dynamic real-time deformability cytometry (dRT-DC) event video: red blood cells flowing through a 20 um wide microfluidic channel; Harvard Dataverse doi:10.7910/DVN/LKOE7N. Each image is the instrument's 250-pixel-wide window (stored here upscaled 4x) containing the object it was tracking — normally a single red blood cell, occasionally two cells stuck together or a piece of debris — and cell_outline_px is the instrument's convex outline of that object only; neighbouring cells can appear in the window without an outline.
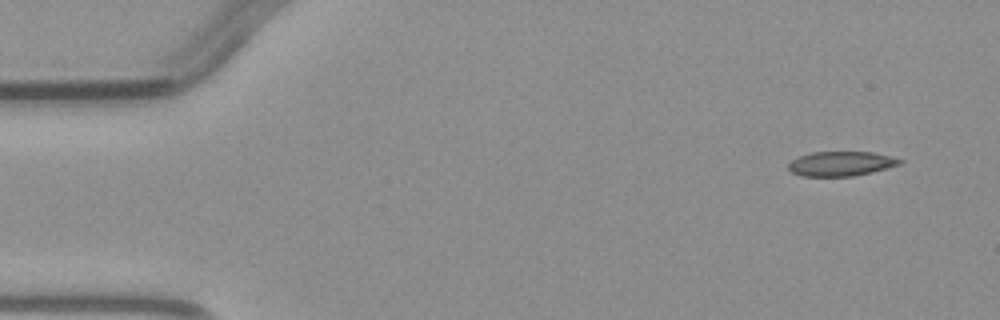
{"species": "common noctule bat (a hibernating species)", "species_latin": "Nyctalus noctula", "temperature_condition": "warm", "stored_images_in_passage": 4, "camera_frame_rate_fps": 3000, "um_per_image_px": 0.085, "animal": {"sex": "male", "body_mass_g": 23.1, "forearm_length_mm": 52.7}, "frame": {"image": 1, "passage_image": 1, "time_ms": 0.0, "image_size_px": [1000, 320], "cell_outline_px": [[904, 160], [900, 164], [852, 176], [804, 176], [792, 172], [788, 168], [788, 164], [792, 160], [800, 156], [812, 152], [872, 152]], "centroid_in_image_um": [71.44, 13.9], "position_along_channel_um": 13.6, "area_um2": 15.55}}
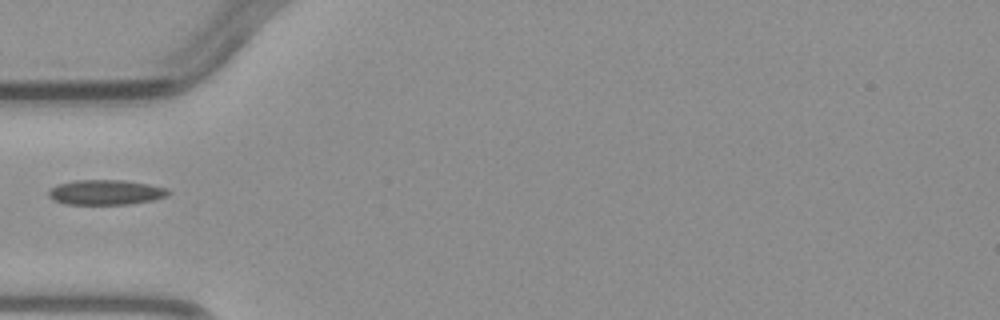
{"frame": {"image": 2, "passage_image": 4, "time_ms": 4.0, "image_size_px": [1000, 320], "cell_outline_px": [[172, 192], [168, 196], [152, 200], [128, 204], [64, 204], [52, 200], [48, 196], [48, 192], [52, 188], [60, 184], [76, 180], [124, 180], [148, 184], [168, 188]], "centroid_in_image_um": [9.02, 16.35], "position_along_channel_um": 76.0, "area_um2": 17.46}}